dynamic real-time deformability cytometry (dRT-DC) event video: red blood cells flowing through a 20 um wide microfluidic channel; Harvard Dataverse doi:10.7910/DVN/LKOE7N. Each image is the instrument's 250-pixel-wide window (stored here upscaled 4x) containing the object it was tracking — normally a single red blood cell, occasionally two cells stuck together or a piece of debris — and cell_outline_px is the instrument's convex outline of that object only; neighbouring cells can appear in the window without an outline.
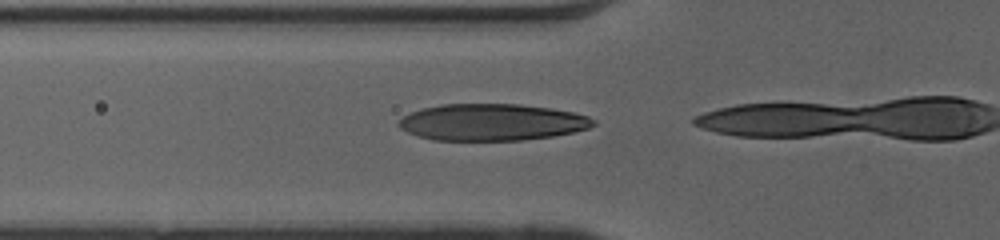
{"species": "human", "species_latin": "Homo sapiens", "temperature_condition": "cold", "stored_images_in_passage": 16, "camera_frame_rate_fps": 3000, "um_per_image_px": 0.085, "donor": {"sex": "female"}, "frame": {"image": 1, "passage_image": 14, "time_ms": 4.333, "image_size_px": [1000, 240], "cell_outline_px": [[596, 124], [588, 128], [576, 132], [552, 136], [520, 140], [432, 140], [408, 132], [400, 128], [396, 124], [404, 116], [420, 108], [440, 104], [520, 104], [552, 108], [572, 112], [588, 116], [596, 120]], "centroid_in_image_um": [41.83, 10.38], "position_along_channel_um": 84.0, "area_um2": 41.73}}